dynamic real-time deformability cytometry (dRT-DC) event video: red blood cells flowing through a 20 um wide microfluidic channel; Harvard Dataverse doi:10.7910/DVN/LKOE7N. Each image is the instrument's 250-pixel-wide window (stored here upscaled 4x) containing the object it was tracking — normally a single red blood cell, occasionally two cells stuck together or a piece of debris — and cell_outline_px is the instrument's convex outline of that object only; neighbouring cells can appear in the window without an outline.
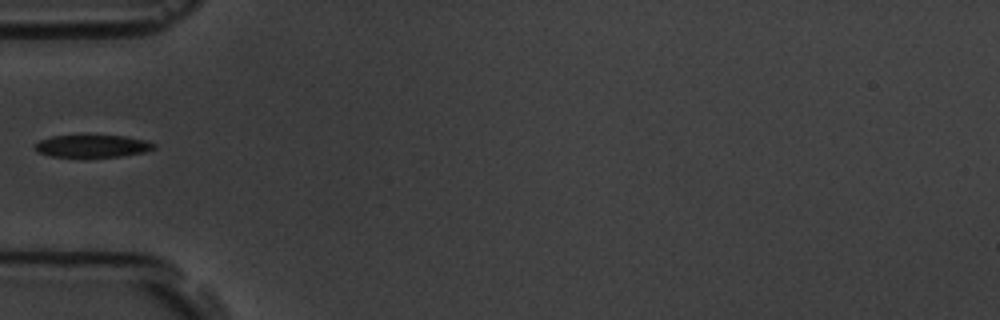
{"species": "common noctule bat (a hibernating species)", "species_latin": "Nyctalus noctula", "temperature_condition": "room temperature", "stored_images_in_passage": 4, "camera_frame_rate_fps": 3000, "um_per_image_px": 0.085, "animal": {"sex": "male", "body_mass_g": 19.5, "forearm_length_mm": 54.6}, "frame": {"image": 1, "passage_image": 4, "time_ms": 4.333, "image_size_px": [1000, 320], "cell_outline_px": [[156, 148], [144, 152], [120, 156], [52, 156], [36, 152], [36, 144], [40, 140], [52, 136], [84, 132], [124, 136], [148, 140], [156, 144]], "centroid_in_image_um": [7.87, 12.35], "position_along_channel_um": 77.1, "area_um2": 16.24}}